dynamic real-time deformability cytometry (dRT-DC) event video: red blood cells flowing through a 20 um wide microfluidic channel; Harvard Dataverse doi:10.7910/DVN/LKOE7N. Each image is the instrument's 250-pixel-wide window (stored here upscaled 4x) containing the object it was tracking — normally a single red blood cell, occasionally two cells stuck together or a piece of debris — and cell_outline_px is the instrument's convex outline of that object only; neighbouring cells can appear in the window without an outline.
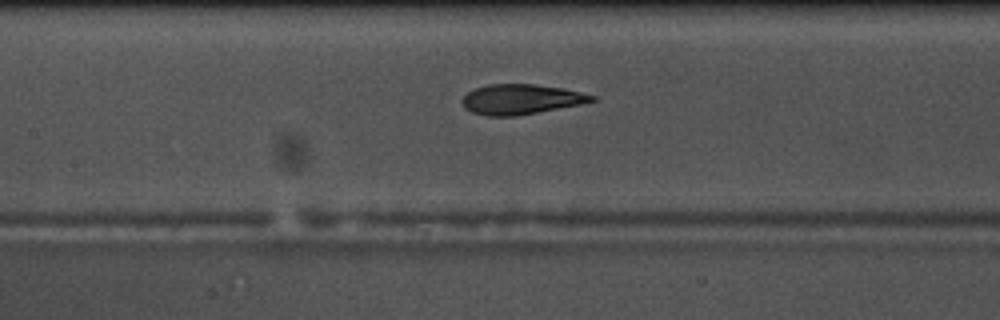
{"species": "common noctule bat (a hibernating species)", "species_latin": "Nyctalus noctula", "temperature_condition": "warm", "stored_images_in_passage": 54, "camera_frame_rate_fps": 3000, "um_per_image_px": 0.085, "animal": {"sex": "male", "body_mass_g": 17.5, "forearm_length_mm": 52.3}, "frame": {"image": 1, "passage_image": 24, "time_ms": 7.667, "image_size_px": [1000, 320], "cell_outline_px": [[596, 100], [580, 104], [516, 116], [488, 116], [472, 112], [464, 108], [460, 100], [468, 92], [476, 88], [488, 84], [532, 84], [564, 88], [596, 96]], "centroid_in_image_um": [44.25, 8.44], "position_along_channel_um": 163.1, "area_um2": 22.6}, "authors_computed_cell_mechanics": {"area_um2": 23.0622, "velocity_mm_per_s": 3.6612, "shape_relaxation_time_tau1_ms": 4.864, "shape_relaxation_time_tau2_ms": 1.6588, "deformation_change_tau1": 0.1744, "deformation_change_tau2": 0.0817}}